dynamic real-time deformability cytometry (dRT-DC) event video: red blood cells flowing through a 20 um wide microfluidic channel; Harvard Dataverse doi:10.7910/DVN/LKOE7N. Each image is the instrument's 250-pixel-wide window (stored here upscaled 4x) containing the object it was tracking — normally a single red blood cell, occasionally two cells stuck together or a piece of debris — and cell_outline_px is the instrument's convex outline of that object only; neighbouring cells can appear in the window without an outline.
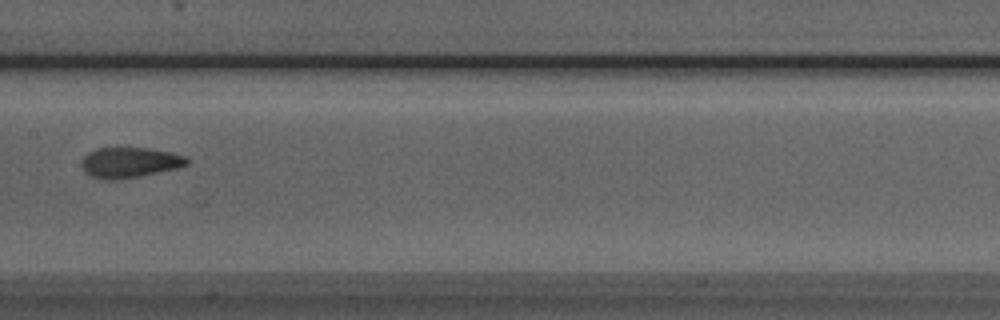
{"species": "Egyptian fruit bat (a non-hibernating species)", "species_latin": "Rousettus aegyptiacus", "temperature_condition": "room temperature", "stored_images_in_passage": 7, "camera_frame_rate_fps": 3000, "um_per_image_px": 0.085, "animal": {"sex": "male"}, "frame": {"image": 1, "passage_image": 7, "time_ms": 7.667, "image_size_px": [1000, 320], "cell_outline_px": [[188, 164], [176, 168], [140, 176], [120, 180], [104, 180], [88, 176], [84, 172], [80, 164], [84, 156], [88, 152], [96, 148], [148, 148], [168, 152], [184, 156], [188, 160]], "centroid_in_image_um": [10.94, 13.83], "position_along_channel_um": 196.5, "area_um2": 18.73}}